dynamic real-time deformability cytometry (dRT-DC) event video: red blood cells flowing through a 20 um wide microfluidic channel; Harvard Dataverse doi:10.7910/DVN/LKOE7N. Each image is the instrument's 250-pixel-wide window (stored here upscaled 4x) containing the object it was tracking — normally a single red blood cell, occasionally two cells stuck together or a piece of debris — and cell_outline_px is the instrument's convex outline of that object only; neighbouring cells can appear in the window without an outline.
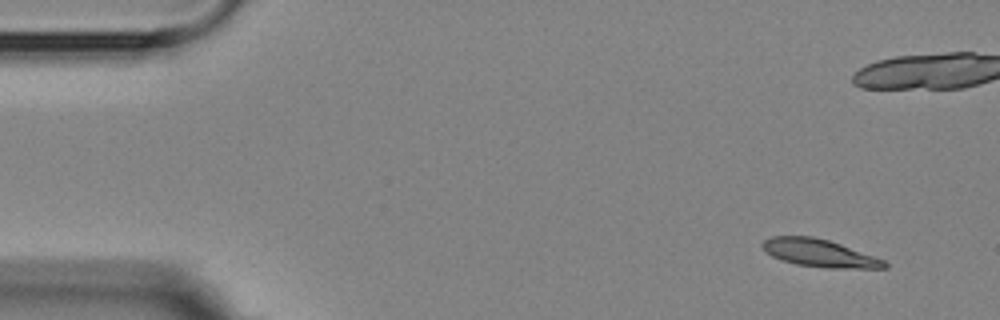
{"species": "Egyptian fruit bat (a non-hibernating species)", "species_latin": "Rousettus aegyptiacus", "temperature_condition": "room temperature", "stored_images_in_passage": 5, "camera_frame_rate_fps": 3000, "um_per_image_px": 0.085, "animal": {"sex": "female"}, "frame": {"image": 1, "passage_image": 1, "time_ms": 0.0, "image_size_px": [1000, 320], "cell_outline_px": [[888, 268], [828, 268], [796, 264], [772, 256], [760, 244], [764, 240], [772, 236], [812, 236], [828, 240], [840, 244], [884, 260], [888, 264]], "centroid_in_image_um": [69.65, 21.51], "position_along_channel_um": 15.3, "area_um2": 19.31}}